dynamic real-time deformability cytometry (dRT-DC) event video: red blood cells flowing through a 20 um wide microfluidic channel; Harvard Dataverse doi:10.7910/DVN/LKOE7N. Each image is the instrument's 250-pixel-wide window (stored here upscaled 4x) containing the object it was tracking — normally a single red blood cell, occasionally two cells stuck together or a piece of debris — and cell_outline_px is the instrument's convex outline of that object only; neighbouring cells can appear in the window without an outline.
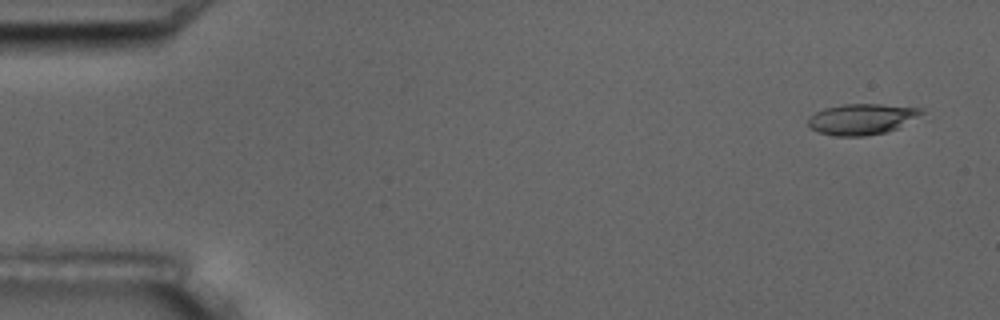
{"species": "common noctule bat (a hibernating species)", "species_latin": "Nyctalus noctula", "temperature_condition": "room temperature", "stored_images_in_passage": 4, "camera_frame_rate_fps": 3000, "um_per_image_px": 0.085, "animal": {"sex": "male", "body_mass_g": 17.5, "forearm_length_mm": 52.3}, "frame": {"image": 1, "passage_image": 1, "time_ms": 0.0, "image_size_px": [1000, 320], "cell_outline_px": [[924, 112], [896, 128], [884, 132], [864, 136], [836, 136], [820, 132], [812, 128], [808, 124], [808, 120], [816, 112], [824, 108], [844, 104], [880, 104], [924, 108]], "centroid_in_image_um": [73.24, 10.11], "position_along_channel_um": 11.8, "area_um2": 19.94}}